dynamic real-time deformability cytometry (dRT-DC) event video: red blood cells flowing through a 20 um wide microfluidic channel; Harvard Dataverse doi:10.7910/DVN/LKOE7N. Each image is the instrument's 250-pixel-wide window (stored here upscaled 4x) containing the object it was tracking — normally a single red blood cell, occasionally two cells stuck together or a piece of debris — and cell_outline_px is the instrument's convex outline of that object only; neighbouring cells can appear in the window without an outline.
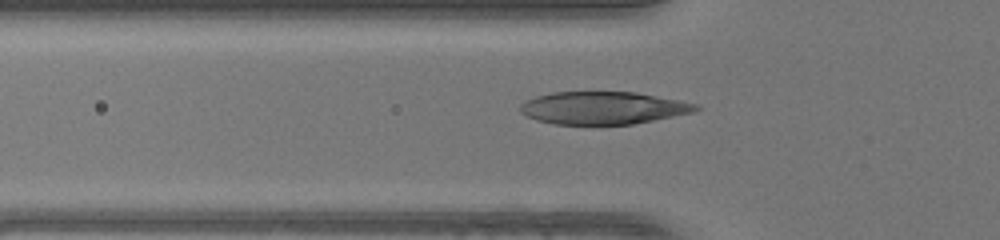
{"species": "human", "species_latin": "Homo sapiens", "temperature_condition": "warm", "stored_images_in_passage": 36, "camera_frame_rate_fps": 3000, "um_per_image_px": 0.085, "donor": {"sex": "female"}, "frame": {"image": 1, "passage_image": 8, "time_ms": 2.333, "image_size_px": [1000, 240], "cell_outline_px": [[700, 108], [692, 112], [632, 124], [556, 124], [536, 120], [520, 112], [520, 104], [524, 100], [536, 96], [552, 92], [636, 92], [700, 104]], "centroid_in_image_um": [51.23, 9.16], "position_along_channel_um": 74.6, "area_um2": 33.18}}
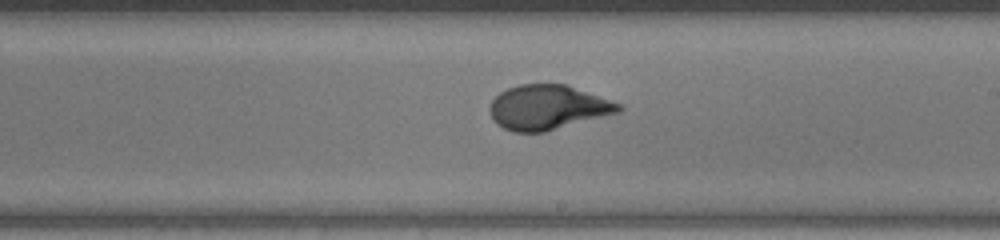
{"frame": {"image": 2, "passage_image": 20, "time_ms": 6.333, "image_size_px": [1000, 240], "cell_outline_px": [[624, 108], [620, 112], [544, 132], [512, 132], [496, 124], [492, 120], [488, 108], [492, 100], [500, 92], [508, 88], [520, 84], [564, 84], [624, 104]], "centroid_in_image_um": [46.56, 9.13], "position_along_channel_um": 242.4, "area_um2": 33.64}}
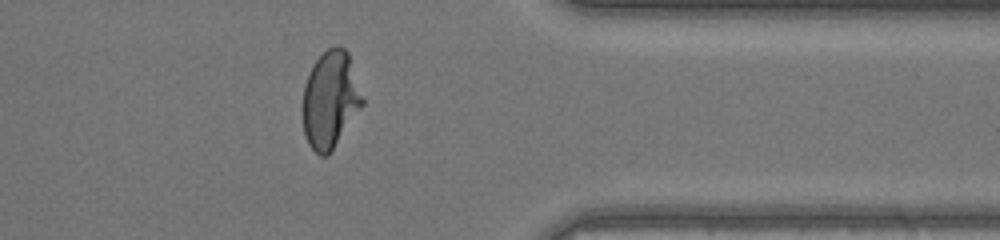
{"frame": {"image": 3, "passage_image": 31, "time_ms": 10.0, "image_size_px": [1000, 240], "cell_outline_px": [[364, 104], [328, 156], [320, 156], [308, 144], [304, 132], [304, 84], [308, 72], [312, 64], [328, 48], [336, 44], [340, 44], [348, 52], [364, 100]], "centroid_in_image_um": [28.09, 8.45], "position_along_channel_um": 383.3, "area_um2": 33.64}}